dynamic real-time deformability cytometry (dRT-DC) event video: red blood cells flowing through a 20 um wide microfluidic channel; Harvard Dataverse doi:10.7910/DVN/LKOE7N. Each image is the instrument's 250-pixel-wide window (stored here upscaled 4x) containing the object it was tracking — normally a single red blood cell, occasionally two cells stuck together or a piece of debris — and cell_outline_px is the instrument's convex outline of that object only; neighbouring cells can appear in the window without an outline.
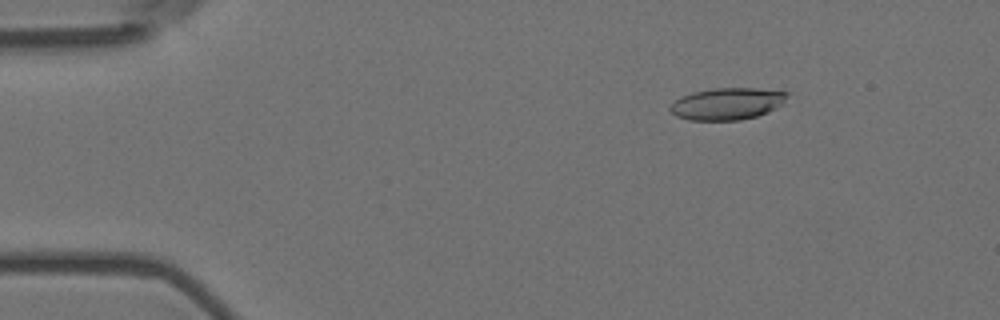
{"species": "Egyptian fruit bat (a non-hibernating species)", "species_latin": "Rousettus aegyptiacus", "temperature_condition": "room temperature", "stored_images_in_passage": 56, "camera_frame_rate_fps": 3000, "um_per_image_px": 0.085, "animal": {"sex": "female"}, "frame": {"image": 1, "passage_image": 7, "time_ms": 2.0, "image_size_px": [1000, 320], "cell_outline_px": [[792, 92], [784, 104], [768, 112], [756, 116], [740, 120], [688, 120], [676, 116], [668, 108], [680, 96], [692, 92], [712, 88], [752, 88]], "centroid_in_image_um": [61.85, 8.81], "position_along_channel_um": 23.2, "area_um2": 22.02}}
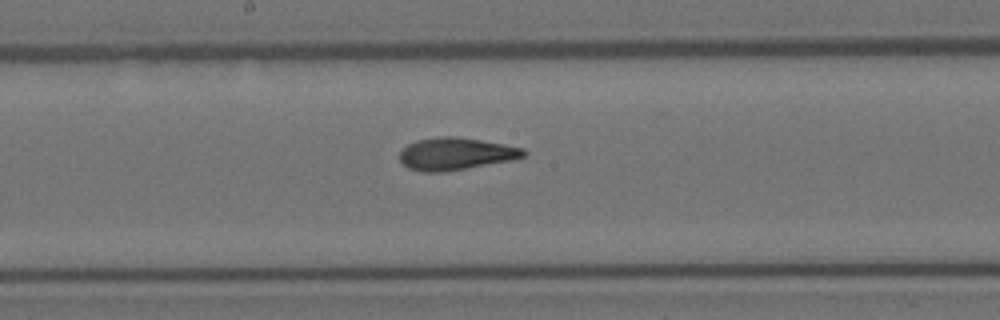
{"frame": {"image": 2, "passage_image": 29, "time_ms": 9.333, "image_size_px": [1000, 320], "cell_outline_px": [[528, 152], [524, 156], [512, 160], [440, 172], [424, 172], [408, 168], [400, 160], [400, 152], [408, 144], [416, 140], [440, 136], [452, 136], [480, 140], [504, 144], [524, 148]], "centroid_in_image_um": [38.74, 13.06], "position_along_channel_um": 209.5, "area_um2": 23.06}}
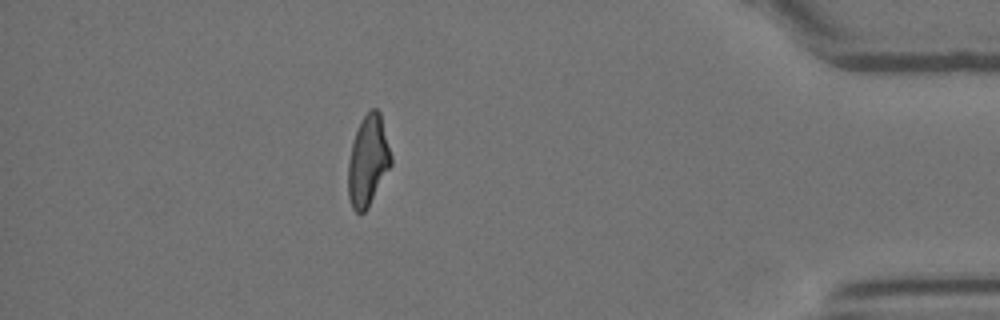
{"frame": {"image": 3, "passage_image": 49, "time_ms": 16.0, "image_size_px": [1000, 320], "cell_outline_px": [[392, 164], [368, 208], [364, 212], [356, 212], [352, 208], [348, 196], [348, 164], [352, 144], [356, 132], [364, 116], [372, 108], [376, 108], [380, 112], [392, 156]], "centroid_in_image_um": [31.29, 13.69], "position_along_channel_um": 403.9, "area_um2": 22.48}, "authors_computed_cell_mechanics": {"area_um2": 22.6865, "velocity_mm_per_s": 3.5952, "shape_relaxation_time_tau1_ms": 8.3553, "shape_relaxation_time_tau2_ms": 2.0425, "deformation_change_tau1": 0.2315, "deformation_change_tau2": 0.1099}}